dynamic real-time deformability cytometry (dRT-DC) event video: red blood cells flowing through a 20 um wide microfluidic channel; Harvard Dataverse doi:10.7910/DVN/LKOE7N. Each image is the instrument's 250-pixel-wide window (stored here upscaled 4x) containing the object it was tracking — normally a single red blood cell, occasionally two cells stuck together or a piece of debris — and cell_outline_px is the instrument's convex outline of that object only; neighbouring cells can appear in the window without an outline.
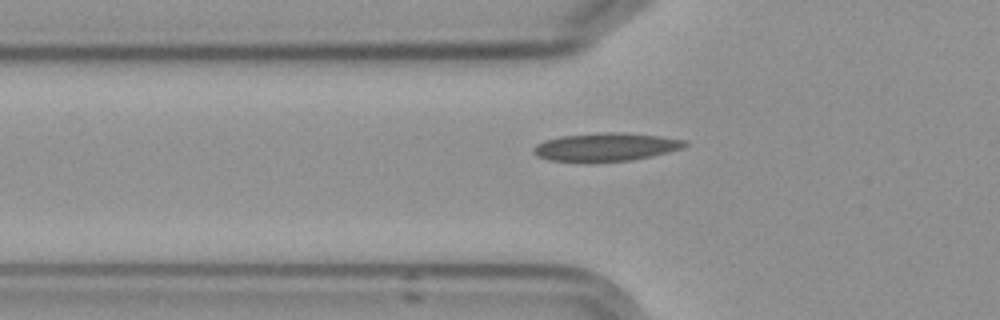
{"species": "Egyptian fruit bat (a non-hibernating species)", "species_latin": "Rousettus aegyptiacus", "temperature_condition": "cold", "stored_images_in_passage": 6, "segment_of_instrument_passage": [2, 2], "camera_frame_rate_fps": 3000, "um_per_image_px": 0.085, "frame": {"image": 1, "passage_image": 6, "time_ms": 6.667, "image_size_px": [1000, 320], "cell_outline_px": [[688, 144], [684, 148], [652, 156], [632, 160], [548, 160], [536, 156], [532, 152], [532, 148], [536, 144], [544, 140], [560, 136], [604, 132], [620, 132], [656, 136], [688, 140]], "centroid_in_image_um": [51.5, 12.47], "position_along_channel_um": 74.3, "area_um2": 24.45}}